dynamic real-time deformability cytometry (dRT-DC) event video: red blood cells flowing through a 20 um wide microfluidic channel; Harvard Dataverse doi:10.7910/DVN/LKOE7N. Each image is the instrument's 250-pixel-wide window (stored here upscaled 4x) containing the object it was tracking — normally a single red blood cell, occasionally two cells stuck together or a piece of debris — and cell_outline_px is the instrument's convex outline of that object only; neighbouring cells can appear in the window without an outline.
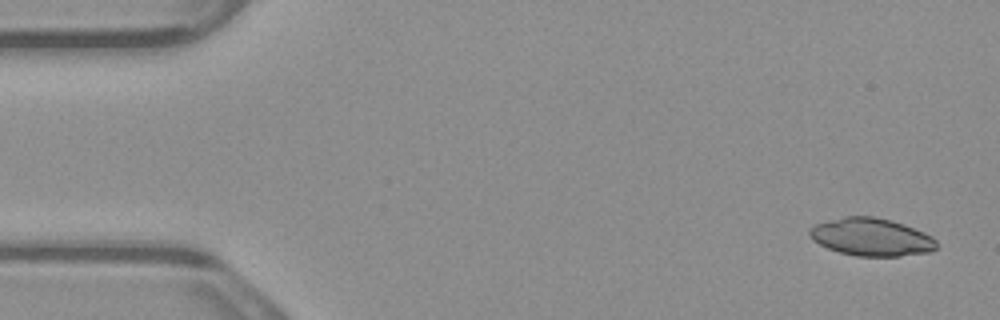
{"species": "common noctule bat (a hibernating species)", "species_latin": "Nyctalus noctula", "temperature_condition": "warm", "stored_images_in_passage": 7, "camera_frame_rate_fps": 3000, "um_per_image_px": 0.085, "animal": {"sex": "male", "body_mass_g": 23.1, "forearm_length_mm": 52.7}, "frame": {"image": 1, "passage_image": 1, "time_ms": 0.0, "image_size_px": [1000, 320], "cell_outline_px": [[936, 248], [928, 252], [900, 256], [856, 256], [840, 252], [828, 248], [812, 240], [808, 232], [816, 224], [844, 216], [872, 216], [892, 220], [904, 224], [924, 232], [932, 236], [936, 240]], "centroid_in_image_um": [74.07, 20.14], "position_along_channel_um": 10.9, "area_um2": 27.8}}